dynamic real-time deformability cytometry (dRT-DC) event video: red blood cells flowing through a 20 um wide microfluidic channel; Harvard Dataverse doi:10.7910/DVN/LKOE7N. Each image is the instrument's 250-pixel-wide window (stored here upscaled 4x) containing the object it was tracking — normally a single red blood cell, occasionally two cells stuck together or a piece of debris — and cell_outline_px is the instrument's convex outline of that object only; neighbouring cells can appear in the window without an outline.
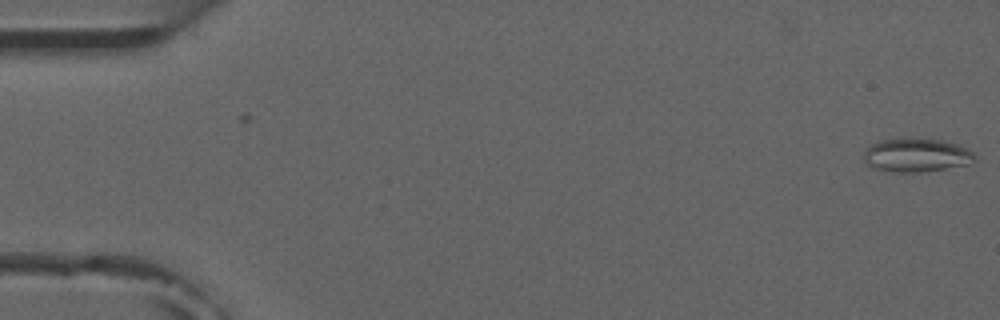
{"species": "common noctule bat (a hibernating species)", "species_latin": "Nyctalus noctula", "temperature_condition": "room temperature", "stored_images_in_passage": 2, "camera_frame_rate_fps": 3000, "um_per_image_px": 0.085, "animal": {"sex": "male", "forearm_length_mm": 52.5}, "frame": {"image": 1, "passage_image": 2, "time_ms": 1.0, "image_size_px": [1000, 320], "cell_outline_px": [[976, 160], [968, 164], [920, 172], [892, 172], [876, 168], [868, 164], [864, 160], [864, 152], [872, 144], [880, 140], [900, 136], [920, 136], [940, 140], [956, 144], [968, 148], [976, 156]], "centroid_in_image_um": [77.89, 13.14], "position_along_channel_um": 7.1, "area_um2": 22.2}}